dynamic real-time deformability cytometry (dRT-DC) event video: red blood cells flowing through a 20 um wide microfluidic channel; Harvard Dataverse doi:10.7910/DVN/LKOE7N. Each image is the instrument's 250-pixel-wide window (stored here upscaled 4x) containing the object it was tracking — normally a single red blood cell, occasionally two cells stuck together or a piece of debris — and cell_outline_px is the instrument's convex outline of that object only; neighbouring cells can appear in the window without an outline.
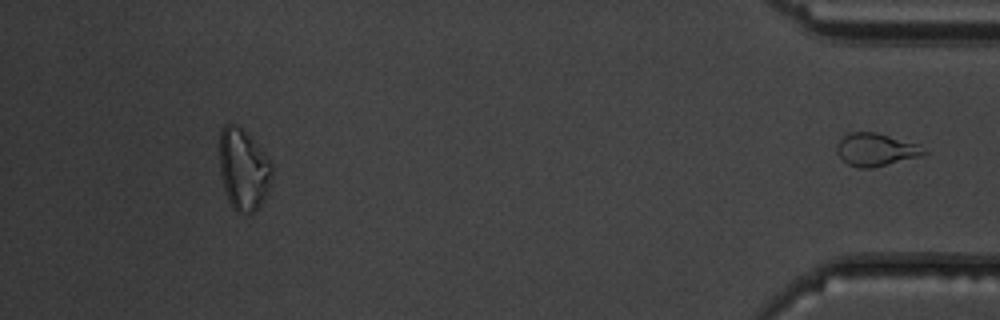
{"species": "common noctule bat (a hibernating species)", "species_latin": "Nyctalus noctula", "temperature_condition": "warm", "stored_images_in_passage": 42, "segment_of_instrument_passage": [2, 2], "camera_frame_rate_fps": 3000, "um_per_image_px": 0.085, "animal": {"sex": "male", "body_mass_g": 19.5, "forearm_length_mm": 54.6}, "frame": {"image": 1, "passage_image": 42, "time_ms": 13.667, "image_size_px": [1000, 320], "cell_outline_px": [[928, 152], [920, 156], [872, 168], [860, 168], [848, 164], [836, 152], [836, 144], [848, 132], [876, 132], [920, 144]], "centroid_in_image_um": [74.46, 12.71], "position_along_channel_um": 360.7, "area_um2": 16.65}}